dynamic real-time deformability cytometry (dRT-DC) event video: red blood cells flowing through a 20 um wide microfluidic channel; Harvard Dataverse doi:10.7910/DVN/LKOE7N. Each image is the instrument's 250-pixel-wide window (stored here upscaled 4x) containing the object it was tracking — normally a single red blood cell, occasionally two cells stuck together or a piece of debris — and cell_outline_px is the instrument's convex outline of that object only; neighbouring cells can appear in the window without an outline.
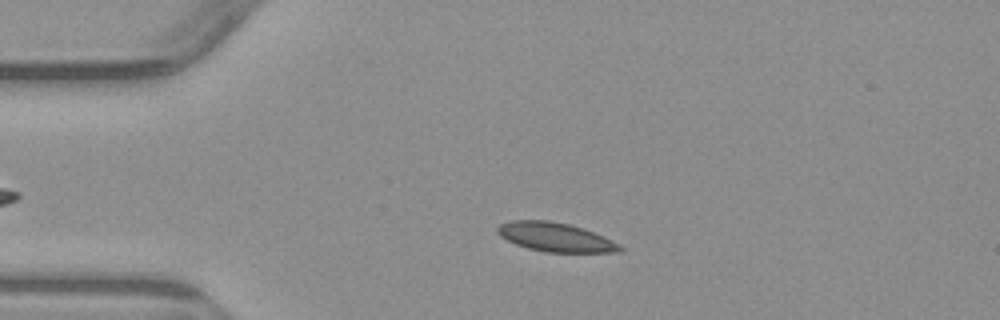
{"species": "common noctule bat (a hibernating species)", "species_latin": "Nyctalus noctula", "temperature_condition": "warm", "stored_images_in_passage": 2, "camera_frame_rate_fps": 3000, "um_per_image_px": 0.085, "animal": {"sex": "male", "body_mass_g": 23.1, "forearm_length_mm": 52.7}, "frame": {"image": 1, "passage_image": 2, "time_ms": 1.333, "image_size_px": [1000, 320], "cell_outline_px": [[624, 252], [544, 252], [528, 248], [516, 244], [500, 236], [496, 232], [496, 228], [500, 224], [512, 220], [548, 220], [568, 224], [584, 228], [604, 236], [620, 244], [624, 248]], "centroid_in_image_um": [47.24, 20.16], "position_along_channel_um": 37.8, "area_um2": 20.81}}